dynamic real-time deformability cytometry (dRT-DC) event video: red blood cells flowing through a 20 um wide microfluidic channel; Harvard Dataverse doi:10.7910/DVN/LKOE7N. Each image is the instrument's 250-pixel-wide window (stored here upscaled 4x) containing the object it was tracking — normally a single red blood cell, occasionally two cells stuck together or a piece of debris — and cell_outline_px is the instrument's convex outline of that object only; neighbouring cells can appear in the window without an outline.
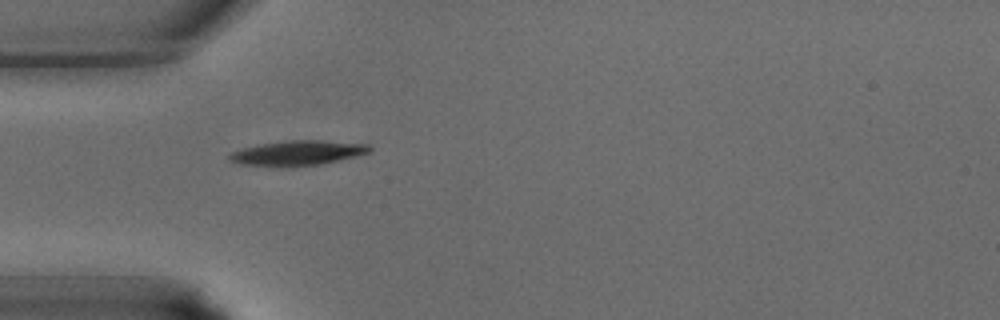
{"species": "common noctule bat (a hibernating species)", "species_latin": "Nyctalus noctula", "temperature_condition": "warm", "stored_images_in_passage": 18, "camera_frame_rate_fps": 3000, "um_per_image_px": 0.085, "animal": {"sex": "male", "body_mass_g": 15.6}, "frame": {"image": 1, "passage_image": 1, "time_ms": 0.0, "image_size_px": [1000, 320], "cell_outline_px": [[372, 148], [368, 152], [356, 156], [320, 164], [292, 168], [288, 168], [240, 164], [228, 160], [228, 156], [232, 152], [244, 148], [264, 144], [292, 140], [320, 140], [368, 144]], "centroid_in_image_um": [25.29, 13.03], "position_along_channel_um": 59.7, "area_um2": 20.29}}
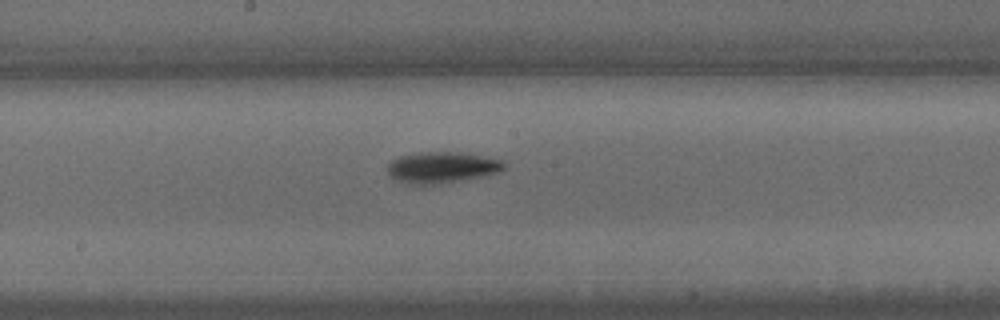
{"frame": {"image": 2, "passage_image": 10, "time_ms": 3.0, "image_size_px": [1000, 320], "cell_outline_px": [[508, 168], [496, 172], [464, 180], [440, 184], [408, 184], [396, 180], [388, 176], [388, 164], [392, 160], [400, 156], [420, 152], [448, 152], [480, 156], [504, 160]], "centroid_in_image_um": [37.53, 14.24], "position_along_channel_um": 210.7, "area_um2": 21.04}}
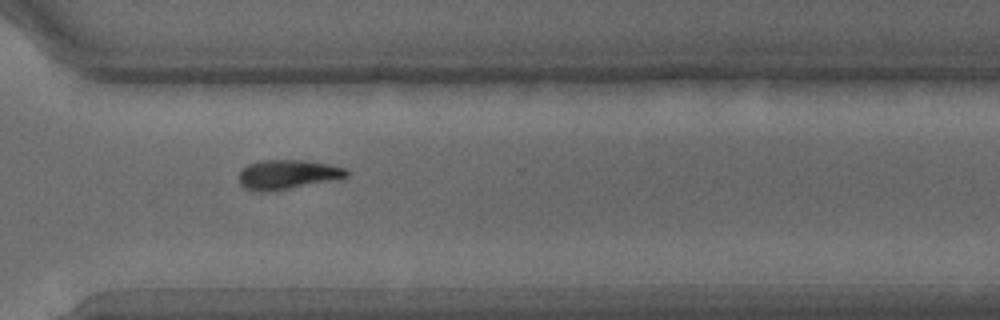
{"frame": {"image": 3, "passage_image": 18, "time_ms": 5.667, "image_size_px": [1000, 320], "cell_outline_px": [[348, 176], [268, 192], [260, 192], [244, 188], [240, 184], [240, 172], [248, 164], [264, 160], [300, 160], [328, 164], [344, 168], [348, 172]], "centroid_in_image_um": [24.38, 14.83], "position_along_channel_um": 346.2, "area_um2": 17.86}}